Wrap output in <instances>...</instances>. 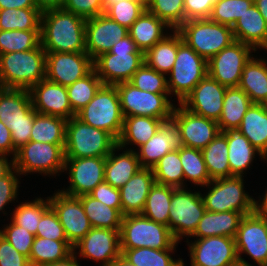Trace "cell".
Listing matches in <instances>:
<instances>
[{
  "instance_id": "74e56055",
  "label": "cell",
  "mask_w": 267,
  "mask_h": 266,
  "mask_svg": "<svg viewBox=\"0 0 267 266\" xmlns=\"http://www.w3.org/2000/svg\"><path fill=\"white\" fill-rule=\"evenodd\" d=\"M72 253L73 246L68 241H56L35 236L29 262L31 266H43L64 260Z\"/></svg>"
},
{
  "instance_id": "1f68e13d",
  "label": "cell",
  "mask_w": 267,
  "mask_h": 266,
  "mask_svg": "<svg viewBox=\"0 0 267 266\" xmlns=\"http://www.w3.org/2000/svg\"><path fill=\"white\" fill-rule=\"evenodd\" d=\"M253 104H263L267 100V58L255 55L245 64L238 86Z\"/></svg>"
},
{
  "instance_id": "34e18365",
  "label": "cell",
  "mask_w": 267,
  "mask_h": 266,
  "mask_svg": "<svg viewBox=\"0 0 267 266\" xmlns=\"http://www.w3.org/2000/svg\"><path fill=\"white\" fill-rule=\"evenodd\" d=\"M231 266H254V264H250V265H247V264H245V263H242V262H237V263H235V264H233V265H231Z\"/></svg>"
},
{
  "instance_id": "836d02e7",
  "label": "cell",
  "mask_w": 267,
  "mask_h": 266,
  "mask_svg": "<svg viewBox=\"0 0 267 266\" xmlns=\"http://www.w3.org/2000/svg\"><path fill=\"white\" fill-rule=\"evenodd\" d=\"M263 155L267 164V111L263 104H252L238 128Z\"/></svg>"
},
{
  "instance_id": "3957f363",
  "label": "cell",
  "mask_w": 267,
  "mask_h": 266,
  "mask_svg": "<svg viewBox=\"0 0 267 266\" xmlns=\"http://www.w3.org/2000/svg\"><path fill=\"white\" fill-rule=\"evenodd\" d=\"M143 63L144 53L128 34L113 44L109 52L98 56L93 67L104 85H116L129 82Z\"/></svg>"
},
{
  "instance_id": "44dd1931",
  "label": "cell",
  "mask_w": 267,
  "mask_h": 266,
  "mask_svg": "<svg viewBox=\"0 0 267 266\" xmlns=\"http://www.w3.org/2000/svg\"><path fill=\"white\" fill-rule=\"evenodd\" d=\"M226 89L227 87L207 74L193 88L181 105L193 114L218 122L222 113Z\"/></svg>"
},
{
  "instance_id": "6da1fadb",
  "label": "cell",
  "mask_w": 267,
  "mask_h": 266,
  "mask_svg": "<svg viewBox=\"0 0 267 266\" xmlns=\"http://www.w3.org/2000/svg\"><path fill=\"white\" fill-rule=\"evenodd\" d=\"M85 25V18L63 8L42 11V48L45 52H86Z\"/></svg>"
},
{
  "instance_id": "8c879c8a",
  "label": "cell",
  "mask_w": 267,
  "mask_h": 266,
  "mask_svg": "<svg viewBox=\"0 0 267 266\" xmlns=\"http://www.w3.org/2000/svg\"><path fill=\"white\" fill-rule=\"evenodd\" d=\"M112 266H135L120 255L112 264Z\"/></svg>"
},
{
  "instance_id": "8fae6325",
  "label": "cell",
  "mask_w": 267,
  "mask_h": 266,
  "mask_svg": "<svg viewBox=\"0 0 267 266\" xmlns=\"http://www.w3.org/2000/svg\"><path fill=\"white\" fill-rule=\"evenodd\" d=\"M123 117L147 116L168 120L177 102L170 93H151L142 91L130 82L116 84Z\"/></svg>"
},
{
  "instance_id": "52a82bcc",
  "label": "cell",
  "mask_w": 267,
  "mask_h": 266,
  "mask_svg": "<svg viewBox=\"0 0 267 266\" xmlns=\"http://www.w3.org/2000/svg\"><path fill=\"white\" fill-rule=\"evenodd\" d=\"M65 144H50L37 141H29L17 150L12 160L13 167L21 174L38 173L41 176L54 178L64 171Z\"/></svg>"
},
{
  "instance_id": "277c9868",
  "label": "cell",
  "mask_w": 267,
  "mask_h": 266,
  "mask_svg": "<svg viewBox=\"0 0 267 266\" xmlns=\"http://www.w3.org/2000/svg\"><path fill=\"white\" fill-rule=\"evenodd\" d=\"M119 237L121 249H176L180 243L173 237L168 226L141 214L123 216Z\"/></svg>"
},
{
  "instance_id": "2644e50d",
  "label": "cell",
  "mask_w": 267,
  "mask_h": 266,
  "mask_svg": "<svg viewBox=\"0 0 267 266\" xmlns=\"http://www.w3.org/2000/svg\"><path fill=\"white\" fill-rule=\"evenodd\" d=\"M254 5L258 8L267 23V0H254Z\"/></svg>"
},
{
  "instance_id": "bcb514c9",
  "label": "cell",
  "mask_w": 267,
  "mask_h": 266,
  "mask_svg": "<svg viewBox=\"0 0 267 266\" xmlns=\"http://www.w3.org/2000/svg\"><path fill=\"white\" fill-rule=\"evenodd\" d=\"M38 8L0 9V30H40Z\"/></svg>"
},
{
  "instance_id": "e7e4bbea",
  "label": "cell",
  "mask_w": 267,
  "mask_h": 266,
  "mask_svg": "<svg viewBox=\"0 0 267 266\" xmlns=\"http://www.w3.org/2000/svg\"><path fill=\"white\" fill-rule=\"evenodd\" d=\"M36 8L34 0H0V9Z\"/></svg>"
},
{
  "instance_id": "f907efd6",
  "label": "cell",
  "mask_w": 267,
  "mask_h": 266,
  "mask_svg": "<svg viewBox=\"0 0 267 266\" xmlns=\"http://www.w3.org/2000/svg\"><path fill=\"white\" fill-rule=\"evenodd\" d=\"M253 4L254 0H218L213 5L209 19L232 28Z\"/></svg>"
},
{
  "instance_id": "5b68a950",
  "label": "cell",
  "mask_w": 267,
  "mask_h": 266,
  "mask_svg": "<svg viewBox=\"0 0 267 266\" xmlns=\"http://www.w3.org/2000/svg\"><path fill=\"white\" fill-rule=\"evenodd\" d=\"M177 31L182 40L207 62L235 41L231 27L209 18L186 20Z\"/></svg>"
},
{
  "instance_id": "6f0895ef",
  "label": "cell",
  "mask_w": 267,
  "mask_h": 266,
  "mask_svg": "<svg viewBox=\"0 0 267 266\" xmlns=\"http://www.w3.org/2000/svg\"><path fill=\"white\" fill-rule=\"evenodd\" d=\"M61 8L85 19L105 13L103 0H64Z\"/></svg>"
},
{
  "instance_id": "d6a6232c",
  "label": "cell",
  "mask_w": 267,
  "mask_h": 266,
  "mask_svg": "<svg viewBox=\"0 0 267 266\" xmlns=\"http://www.w3.org/2000/svg\"><path fill=\"white\" fill-rule=\"evenodd\" d=\"M162 121L147 116L124 117L122 133L117 144L125 149L130 145L128 150L135 151L134 148L137 149L153 137Z\"/></svg>"
},
{
  "instance_id": "f35d334b",
  "label": "cell",
  "mask_w": 267,
  "mask_h": 266,
  "mask_svg": "<svg viewBox=\"0 0 267 266\" xmlns=\"http://www.w3.org/2000/svg\"><path fill=\"white\" fill-rule=\"evenodd\" d=\"M79 198L92 227L120 230L123 215L118 209L105 205L90 194Z\"/></svg>"
},
{
  "instance_id": "ee69618b",
  "label": "cell",
  "mask_w": 267,
  "mask_h": 266,
  "mask_svg": "<svg viewBox=\"0 0 267 266\" xmlns=\"http://www.w3.org/2000/svg\"><path fill=\"white\" fill-rule=\"evenodd\" d=\"M180 161L185 177V187L189 186L186 182L191 183L197 188L206 186L210 181V176L206 169L201 149L183 147L179 150Z\"/></svg>"
},
{
  "instance_id": "91938a15",
  "label": "cell",
  "mask_w": 267,
  "mask_h": 266,
  "mask_svg": "<svg viewBox=\"0 0 267 266\" xmlns=\"http://www.w3.org/2000/svg\"><path fill=\"white\" fill-rule=\"evenodd\" d=\"M0 266H31L29 258L19 253L0 235Z\"/></svg>"
},
{
  "instance_id": "5bb4252c",
  "label": "cell",
  "mask_w": 267,
  "mask_h": 266,
  "mask_svg": "<svg viewBox=\"0 0 267 266\" xmlns=\"http://www.w3.org/2000/svg\"><path fill=\"white\" fill-rule=\"evenodd\" d=\"M186 239L191 266H231L237 263L235 239L226 236ZM190 240V241H189ZM186 262L183 266H186Z\"/></svg>"
},
{
  "instance_id": "9c48e42d",
  "label": "cell",
  "mask_w": 267,
  "mask_h": 266,
  "mask_svg": "<svg viewBox=\"0 0 267 266\" xmlns=\"http://www.w3.org/2000/svg\"><path fill=\"white\" fill-rule=\"evenodd\" d=\"M246 181L242 176H231L211 180L203 192L205 208L210 212H240L244 215L253 213L254 197L245 191Z\"/></svg>"
},
{
  "instance_id": "f5cc1de1",
  "label": "cell",
  "mask_w": 267,
  "mask_h": 266,
  "mask_svg": "<svg viewBox=\"0 0 267 266\" xmlns=\"http://www.w3.org/2000/svg\"><path fill=\"white\" fill-rule=\"evenodd\" d=\"M129 82L142 91L169 93L167 76L148 67L145 63L133 74Z\"/></svg>"
},
{
  "instance_id": "a7ac6f4b",
  "label": "cell",
  "mask_w": 267,
  "mask_h": 266,
  "mask_svg": "<svg viewBox=\"0 0 267 266\" xmlns=\"http://www.w3.org/2000/svg\"><path fill=\"white\" fill-rule=\"evenodd\" d=\"M78 262H81V261H79L78 257H76L74 253H72L64 260L57 261L55 263L46 264L43 266H81L80 263Z\"/></svg>"
},
{
  "instance_id": "ac0fdd59",
  "label": "cell",
  "mask_w": 267,
  "mask_h": 266,
  "mask_svg": "<svg viewBox=\"0 0 267 266\" xmlns=\"http://www.w3.org/2000/svg\"><path fill=\"white\" fill-rule=\"evenodd\" d=\"M93 60L86 52H46L45 79L68 86L92 70Z\"/></svg>"
},
{
  "instance_id": "e575fe53",
  "label": "cell",
  "mask_w": 267,
  "mask_h": 266,
  "mask_svg": "<svg viewBox=\"0 0 267 266\" xmlns=\"http://www.w3.org/2000/svg\"><path fill=\"white\" fill-rule=\"evenodd\" d=\"M252 104L249 96L239 87L227 88L224 94L222 113L217 122L220 131L239 128L245 113Z\"/></svg>"
},
{
  "instance_id": "e0dca14e",
  "label": "cell",
  "mask_w": 267,
  "mask_h": 266,
  "mask_svg": "<svg viewBox=\"0 0 267 266\" xmlns=\"http://www.w3.org/2000/svg\"><path fill=\"white\" fill-rule=\"evenodd\" d=\"M120 230L95 228L91 230L73 246L76 257L93 260L100 266H112L121 255Z\"/></svg>"
},
{
  "instance_id": "11a10c76",
  "label": "cell",
  "mask_w": 267,
  "mask_h": 266,
  "mask_svg": "<svg viewBox=\"0 0 267 266\" xmlns=\"http://www.w3.org/2000/svg\"><path fill=\"white\" fill-rule=\"evenodd\" d=\"M20 180L21 174L13 166L0 177V214L2 212L6 216L5 207L18 202Z\"/></svg>"
},
{
  "instance_id": "484cf974",
  "label": "cell",
  "mask_w": 267,
  "mask_h": 266,
  "mask_svg": "<svg viewBox=\"0 0 267 266\" xmlns=\"http://www.w3.org/2000/svg\"><path fill=\"white\" fill-rule=\"evenodd\" d=\"M155 183L153 169L140 168L120 191L122 215L141 214L147 196Z\"/></svg>"
},
{
  "instance_id": "603a6c76",
  "label": "cell",
  "mask_w": 267,
  "mask_h": 266,
  "mask_svg": "<svg viewBox=\"0 0 267 266\" xmlns=\"http://www.w3.org/2000/svg\"><path fill=\"white\" fill-rule=\"evenodd\" d=\"M128 35V29L107 15L101 14L86 19V53L94 61L101 54L111 50L112 45Z\"/></svg>"
},
{
  "instance_id": "be15d7a7",
  "label": "cell",
  "mask_w": 267,
  "mask_h": 266,
  "mask_svg": "<svg viewBox=\"0 0 267 266\" xmlns=\"http://www.w3.org/2000/svg\"><path fill=\"white\" fill-rule=\"evenodd\" d=\"M17 150L14 148L11 131L0 121V154L6 155L13 160Z\"/></svg>"
},
{
  "instance_id": "003e7915",
  "label": "cell",
  "mask_w": 267,
  "mask_h": 266,
  "mask_svg": "<svg viewBox=\"0 0 267 266\" xmlns=\"http://www.w3.org/2000/svg\"><path fill=\"white\" fill-rule=\"evenodd\" d=\"M36 8L41 12L49 9L61 8L64 0H34Z\"/></svg>"
},
{
  "instance_id": "d4e9b609",
  "label": "cell",
  "mask_w": 267,
  "mask_h": 266,
  "mask_svg": "<svg viewBox=\"0 0 267 266\" xmlns=\"http://www.w3.org/2000/svg\"><path fill=\"white\" fill-rule=\"evenodd\" d=\"M37 113L29 90L0 87V121L7 127L18 122L34 121Z\"/></svg>"
},
{
  "instance_id": "89a4df30",
  "label": "cell",
  "mask_w": 267,
  "mask_h": 266,
  "mask_svg": "<svg viewBox=\"0 0 267 266\" xmlns=\"http://www.w3.org/2000/svg\"><path fill=\"white\" fill-rule=\"evenodd\" d=\"M13 166L12 160L8 156L0 154V177Z\"/></svg>"
},
{
  "instance_id": "60d3db41",
  "label": "cell",
  "mask_w": 267,
  "mask_h": 266,
  "mask_svg": "<svg viewBox=\"0 0 267 266\" xmlns=\"http://www.w3.org/2000/svg\"><path fill=\"white\" fill-rule=\"evenodd\" d=\"M175 187L154 183L141 213L156 223L168 226L171 198Z\"/></svg>"
},
{
  "instance_id": "7402d4cb",
  "label": "cell",
  "mask_w": 267,
  "mask_h": 266,
  "mask_svg": "<svg viewBox=\"0 0 267 266\" xmlns=\"http://www.w3.org/2000/svg\"><path fill=\"white\" fill-rule=\"evenodd\" d=\"M172 118L182 132L185 147L202 150L221 132L217 121L193 114L181 104L175 105Z\"/></svg>"
},
{
  "instance_id": "2e32d148",
  "label": "cell",
  "mask_w": 267,
  "mask_h": 266,
  "mask_svg": "<svg viewBox=\"0 0 267 266\" xmlns=\"http://www.w3.org/2000/svg\"><path fill=\"white\" fill-rule=\"evenodd\" d=\"M106 157L65 158L64 171L69 186L60 191L70 196L90 194L104 182Z\"/></svg>"
},
{
  "instance_id": "94428289",
  "label": "cell",
  "mask_w": 267,
  "mask_h": 266,
  "mask_svg": "<svg viewBox=\"0 0 267 266\" xmlns=\"http://www.w3.org/2000/svg\"><path fill=\"white\" fill-rule=\"evenodd\" d=\"M218 0H184L185 21L209 18Z\"/></svg>"
},
{
  "instance_id": "f6af8a7d",
  "label": "cell",
  "mask_w": 267,
  "mask_h": 266,
  "mask_svg": "<svg viewBox=\"0 0 267 266\" xmlns=\"http://www.w3.org/2000/svg\"><path fill=\"white\" fill-rule=\"evenodd\" d=\"M152 169L156 183L175 188H185V177L179 150H173L164 155Z\"/></svg>"
},
{
  "instance_id": "d590c367",
  "label": "cell",
  "mask_w": 267,
  "mask_h": 266,
  "mask_svg": "<svg viewBox=\"0 0 267 266\" xmlns=\"http://www.w3.org/2000/svg\"><path fill=\"white\" fill-rule=\"evenodd\" d=\"M177 50L178 31L171 30L162 40L144 53V63L167 76L173 68Z\"/></svg>"
},
{
  "instance_id": "db71d44e",
  "label": "cell",
  "mask_w": 267,
  "mask_h": 266,
  "mask_svg": "<svg viewBox=\"0 0 267 266\" xmlns=\"http://www.w3.org/2000/svg\"><path fill=\"white\" fill-rule=\"evenodd\" d=\"M0 235L4 237L19 253L23 254L27 258L30 257L32 244L35 235L25 230L11 221L6 225H1Z\"/></svg>"
},
{
  "instance_id": "f546056e",
  "label": "cell",
  "mask_w": 267,
  "mask_h": 266,
  "mask_svg": "<svg viewBox=\"0 0 267 266\" xmlns=\"http://www.w3.org/2000/svg\"><path fill=\"white\" fill-rule=\"evenodd\" d=\"M170 30V31H169ZM173 30L156 15L145 10L128 29L137 48L145 53Z\"/></svg>"
},
{
  "instance_id": "9a60e30c",
  "label": "cell",
  "mask_w": 267,
  "mask_h": 266,
  "mask_svg": "<svg viewBox=\"0 0 267 266\" xmlns=\"http://www.w3.org/2000/svg\"><path fill=\"white\" fill-rule=\"evenodd\" d=\"M239 262L250 265L242 256H249L257 266H267V221L254 212L245 215L235 236ZM247 254V255H246Z\"/></svg>"
},
{
  "instance_id": "83f0119b",
  "label": "cell",
  "mask_w": 267,
  "mask_h": 266,
  "mask_svg": "<svg viewBox=\"0 0 267 266\" xmlns=\"http://www.w3.org/2000/svg\"><path fill=\"white\" fill-rule=\"evenodd\" d=\"M140 168L136 152L117 144L106 156L104 181L112 187L120 189Z\"/></svg>"
},
{
  "instance_id": "c3c4849f",
  "label": "cell",
  "mask_w": 267,
  "mask_h": 266,
  "mask_svg": "<svg viewBox=\"0 0 267 266\" xmlns=\"http://www.w3.org/2000/svg\"><path fill=\"white\" fill-rule=\"evenodd\" d=\"M40 44V30H0V55L32 50Z\"/></svg>"
},
{
  "instance_id": "6125c7cd",
  "label": "cell",
  "mask_w": 267,
  "mask_h": 266,
  "mask_svg": "<svg viewBox=\"0 0 267 266\" xmlns=\"http://www.w3.org/2000/svg\"><path fill=\"white\" fill-rule=\"evenodd\" d=\"M32 126L33 121H28L18 122L8 127L11 131L13 145L16 150L30 141Z\"/></svg>"
},
{
  "instance_id": "ffe728a7",
  "label": "cell",
  "mask_w": 267,
  "mask_h": 266,
  "mask_svg": "<svg viewBox=\"0 0 267 266\" xmlns=\"http://www.w3.org/2000/svg\"><path fill=\"white\" fill-rule=\"evenodd\" d=\"M184 146L182 132L175 120L170 118L162 121L153 137L135 149V152L141 168L152 169L164 155Z\"/></svg>"
},
{
  "instance_id": "11e5206c",
  "label": "cell",
  "mask_w": 267,
  "mask_h": 266,
  "mask_svg": "<svg viewBox=\"0 0 267 266\" xmlns=\"http://www.w3.org/2000/svg\"><path fill=\"white\" fill-rule=\"evenodd\" d=\"M263 105H264V107H265V109L267 111V100L263 103Z\"/></svg>"
},
{
  "instance_id": "8992f818",
  "label": "cell",
  "mask_w": 267,
  "mask_h": 266,
  "mask_svg": "<svg viewBox=\"0 0 267 266\" xmlns=\"http://www.w3.org/2000/svg\"><path fill=\"white\" fill-rule=\"evenodd\" d=\"M117 145L107 131L83 123L76 116L67 120L65 158L106 157Z\"/></svg>"
},
{
  "instance_id": "4fadbf2b",
  "label": "cell",
  "mask_w": 267,
  "mask_h": 266,
  "mask_svg": "<svg viewBox=\"0 0 267 266\" xmlns=\"http://www.w3.org/2000/svg\"><path fill=\"white\" fill-rule=\"evenodd\" d=\"M253 53L257 52L251 46L235 40L207 62L208 75L227 88L238 87Z\"/></svg>"
},
{
  "instance_id": "9f6ffc18",
  "label": "cell",
  "mask_w": 267,
  "mask_h": 266,
  "mask_svg": "<svg viewBox=\"0 0 267 266\" xmlns=\"http://www.w3.org/2000/svg\"><path fill=\"white\" fill-rule=\"evenodd\" d=\"M36 237H43L56 241H68L63 226L59 222L58 216L51 206L41 216Z\"/></svg>"
},
{
  "instance_id": "b9f144b4",
  "label": "cell",
  "mask_w": 267,
  "mask_h": 266,
  "mask_svg": "<svg viewBox=\"0 0 267 266\" xmlns=\"http://www.w3.org/2000/svg\"><path fill=\"white\" fill-rule=\"evenodd\" d=\"M121 255L135 266H183L182 257L175 259L176 249H121Z\"/></svg>"
},
{
  "instance_id": "ba28073f",
  "label": "cell",
  "mask_w": 267,
  "mask_h": 266,
  "mask_svg": "<svg viewBox=\"0 0 267 266\" xmlns=\"http://www.w3.org/2000/svg\"><path fill=\"white\" fill-rule=\"evenodd\" d=\"M207 74V61L188 46L178 32L176 59L171 72L167 75L170 96H176L174 100L181 104Z\"/></svg>"
},
{
  "instance_id": "03108f58",
  "label": "cell",
  "mask_w": 267,
  "mask_h": 266,
  "mask_svg": "<svg viewBox=\"0 0 267 266\" xmlns=\"http://www.w3.org/2000/svg\"><path fill=\"white\" fill-rule=\"evenodd\" d=\"M261 196H259L257 200L254 199L253 212L260 218L267 221V189H265L264 195L262 194Z\"/></svg>"
},
{
  "instance_id": "8d00e7d4",
  "label": "cell",
  "mask_w": 267,
  "mask_h": 266,
  "mask_svg": "<svg viewBox=\"0 0 267 266\" xmlns=\"http://www.w3.org/2000/svg\"><path fill=\"white\" fill-rule=\"evenodd\" d=\"M211 180L231 177L227 137L220 132L201 150Z\"/></svg>"
},
{
  "instance_id": "680465c9",
  "label": "cell",
  "mask_w": 267,
  "mask_h": 266,
  "mask_svg": "<svg viewBox=\"0 0 267 266\" xmlns=\"http://www.w3.org/2000/svg\"><path fill=\"white\" fill-rule=\"evenodd\" d=\"M90 195L105 205L118 209L122 213L120 191L107 182L100 183Z\"/></svg>"
},
{
  "instance_id": "7dc6e473",
  "label": "cell",
  "mask_w": 267,
  "mask_h": 266,
  "mask_svg": "<svg viewBox=\"0 0 267 266\" xmlns=\"http://www.w3.org/2000/svg\"><path fill=\"white\" fill-rule=\"evenodd\" d=\"M102 85V80L93 69L84 78L66 86L72 111L77 114L83 109L94 98Z\"/></svg>"
},
{
  "instance_id": "f1b7e54d",
  "label": "cell",
  "mask_w": 267,
  "mask_h": 266,
  "mask_svg": "<svg viewBox=\"0 0 267 266\" xmlns=\"http://www.w3.org/2000/svg\"><path fill=\"white\" fill-rule=\"evenodd\" d=\"M235 40L251 46L257 53L267 48V23L253 4L232 27Z\"/></svg>"
},
{
  "instance_id": "753ad0ef",
  "label": "cell",
  "mask_w": 267,
  "mask_h": 266,
  "mask_svg": "<svg viewBox=\"0 0 267 266\" xmlns=\"http://www.w3.org/2000/svg\"><path fill=\"white\" fill-rule=\"evenodd\" d=\"M121 0H103V4H104V7L105 9L110 5V4H114V3H117Z\"/></svg>"
},
{
  "instance_id": "d6986e66",
  "label": "cell",
  "mask_w": 267,
  "mask_h": 266,
  "mask_svg": "<svg viewBox=\"0 0 267 266\" xmlns=\"http://www.w3.org/2000/svg\"><path fill=\"white\" fill-rule=\"evenodd\" d=\"M52 195L48 196L50 206L56 212L68 242L74 246L92 228L80 198L67 195L60 189Z\"/></svg>"
},
{
  "instance_id": "cb8c5ba5",
  "label": "cell",
  "mask_w": 267,
  "mask_h": 266,
  "mask_svg": "<svg viewBox=\"0 0 267 266\" xmlns=\"http://www.w3.org/2000/svg\"><path fill=\"white\" fill-rule=\"evenodd\" d=\"M29 91L33 108L39 114L58 116L66 120L76 116L72 111L66 86L44 79Z\"/></svg>"
},
{
  "instance_id": "30bf717a",
  "label": "cell",
  "mask_w": 267,
  "mask_h": 266,
  "mask_svg": "<svg viewBox=\"0 0 267 266\" xmlns=\"http://www.w3.org/2000/svg\"><path fill=\"white\" fill-rule=\"evenodd\" d=\"M76 117L87 125L107 131L118 140L122 133L124 117L116 85L103 84Z\"/></svg>"
},
{
  "instance_id": "816d5d0a",
  "label": "cell",
  "mask_w": 267,
  "mask_h": 266,
  "mask_svg": "<svg viewBox=\"0 0 267 266\" xmlns=\"http://www.w3.org/2000/svg\"><path fill=\"white\" fill-rule=\"evenodd\" d=\"M145 10L146 1L144 0H121L110 4L104 14L129 29Z\"/></svg>"
},
{
  "instance_id": "681fc988",
  "label": "cell",
  "mask_w": 267,
  "mask_h": 266,
  "mask_svg": "<svg viewBox=\"0 0 267 266\" xmlns=\"http://www.w3.org/2000/svg\"><path fill=\"white\" fill-rule=\"evenodd\" d=\"M146 10L177 30L185 22L184 0H147Z\"/></svg>"
},
{
  "instance_id": "4316f807",
  "label": "cell",
  "mask_w": 267,
  "mask_h": 266,
  "mask_svg": "<svg viewBox=\"0 0 267 266\" xmlns=\"http://www.w3.org/2000/svg\"><path fill=\"white\" fill-rule=\"evenodd\" d=\"M227 137L228 161L231 176L246 177V174L252 166L255 156H260L261 161H266L263 155L249 142L238 128L227 129L222 132ZM248 169V170H247Z\"/></svg>"
},
{
  "instance_id": "7bdbcfd3",
  "label": "cell",
  "mask_w": 267,
  "mask_h": 266,
  "mask_svg": "<svg viewBox=\"0 0 267 266\" xmlns=\"http://www.w3.org/2000/svg\"><path fill=\"white\" fill-rule=\"evenodd\" d=\"M46 198V199H45ZM35 196L31 201L19 203L11 211L10 221L36 236L37 227L43 213L50 207L49 197Z\"/></svg>"
},
{
  "instance_id": "ab89813d",
  "label": "cell",
  "mask_w": 267,
  "mask_h": 266,
  "mask_svg": "<svg viewBox=\"0 0 267 266\" xmlns=\"http://www.w3.org/2000/svg\"><path fill=\"white\" fill-rule=\"evenodd\" d=\"M67 120L37 113L30 135V141L50 144H65Z\"/></svg>"
},
{
  "instance_id": "4dcf8cb0",
  "label": "cell",
  "mask_w": 267,
  "mask_h": 266,
  "mask_svg": "<svg viewBox=\"0 0 267 266\" xmlns=\"http://www.w3.org/2000/svg\"><path fill=\"white\" fill-rule=\"evenodd\" d=\"M244 216L240 212H210L206 210L195 232L189 238H205L211 236L235 238Z\"/></svg>"
},
{
  "instance_id": "7a4b0ae2",
  "label": "cell",
  "mask_w": 267,
  "mask_h": 266,
  "mask_svg": "<svg viewBox=\"0 0 267 266\" xmlns=\"http://www.w3.org/2000/svg\"><path fill=\"white\" fill-rule=\"evenodd\" d=\"M46 52L41 44L32 50L0 55V87L27 89L45 79Z\"/></svg>"
},
{
  "instance_id": "7c38bea8",
  "label": "cell",
  "mask_w": 267,
  "mask_h": 266,
  "mask_svg": "<svg viewBox=\"0 0 267 266\" xmlns=\"http://www.w3.org/2000/svg\"><path fill=\"white\" fill-rule=\"evenodd\" d=\"M200 190L188 187L175 188L171 198L168 228L173 237L181 242L196 230L206 208Z\"/></svg>"
}]
</instances>
